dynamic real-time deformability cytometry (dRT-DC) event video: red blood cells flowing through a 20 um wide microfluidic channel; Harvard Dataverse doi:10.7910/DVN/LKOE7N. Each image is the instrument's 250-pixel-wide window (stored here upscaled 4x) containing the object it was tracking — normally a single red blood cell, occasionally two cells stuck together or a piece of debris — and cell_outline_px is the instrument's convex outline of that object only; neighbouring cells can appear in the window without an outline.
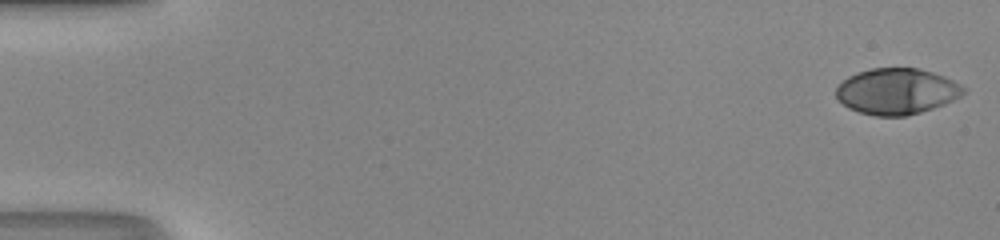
{"species": "human", "species_latin": "Homo sapiens", "temperature_condition": "room temperature", "stored_images_in_passage": 50, "camera_frame_rate_fps": 3000, "um_per_image_px": 0.085, "donor": {"sex": "male"}, "frame": {"image": 1, "passage_image": 1, "time_ms": 0.0, "image_size_px": [1000, 240], "cell_outline_px": [[968, 88], [960, 96], [944, 104], [920, 112], [904, 116], [876, 116], [860, 112], [848, 108], [836, 96], [836, 88], [848, 76], [856, 72], [872, 68], [920, 68], [944, 76]], "centroid_in_image_um": [76.23, 7.75], "position_along_channel_um": 8.8, "area_um2": 34.04}}
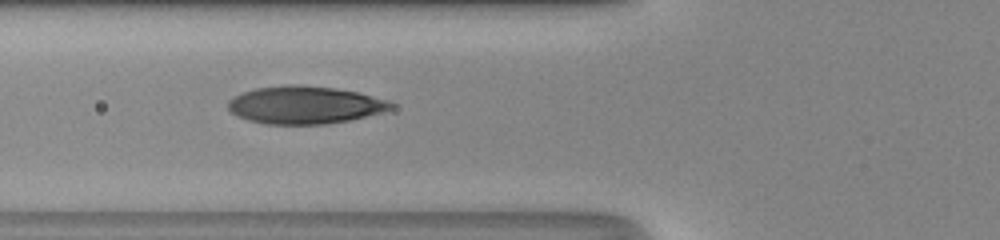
{"frame": {"image": 2, "passage_image": 20, "time_ms": 6.333, "image_size_px": [1000, 240], "cell_outline_px": [[396, 104], [392, 108], [380, 112], [348, 120], [324, 124], [268, 124], [248, 120], [232, 112], [228, 108], [228, 100], [232, 96], [256, 88], [284, 84], [296, 84], [336, 88], [360, 92], [388, 100]], "centroid_in_image_um": [25.9, 8.9], "position_along_channel_um": 99.9, "area_um2": 35.72}}
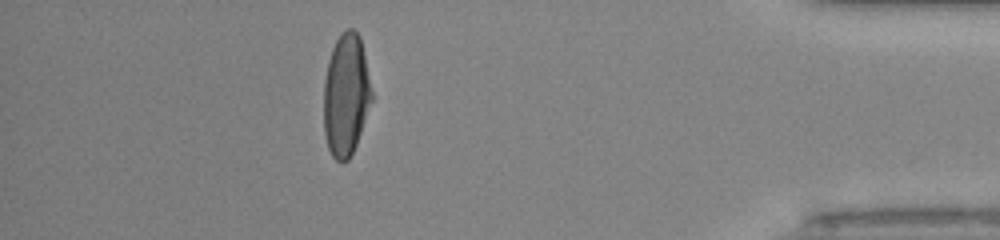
{"frame": {"image": 3, "passage_image": 45, "time_ms": 14.667, "image_size_px": [1000, 240], "cell_outline_px": [[372, 100], [356, 144], [348, 160], [340, 164], [332, 156], [328, 148], [324, 136], [324, 80], [328, 60], [332, 48], [340, 32], [348, 28], [352, 28], [360, 36], [372, 92]], "centroid_in_image_um": [29.39, 8.08], "position_along_channel_um": 405.8, "area_um2": 34.16}, "authors_computed_cell_mechanics": {"area_um2": 35.0268, "velocity_mm_per_s": 4.2058, "shape_relaxation_time_tau1_ms": 5.6301, "shape_relaxation_time_tau2_ms": null, "deformation_change_tau1": 0.2587, "deformation_change_tau2": null}}